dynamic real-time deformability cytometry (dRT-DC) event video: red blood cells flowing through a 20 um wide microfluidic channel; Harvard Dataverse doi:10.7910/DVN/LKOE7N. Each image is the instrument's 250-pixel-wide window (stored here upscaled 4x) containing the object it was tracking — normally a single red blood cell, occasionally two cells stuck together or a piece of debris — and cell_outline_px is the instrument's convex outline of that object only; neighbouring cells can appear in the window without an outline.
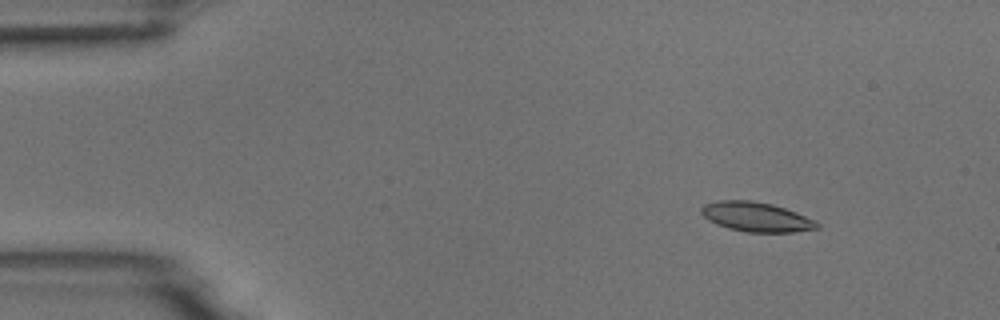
{"species": "common noctule bat (a hibernating species)", "species_latin": "Nyctalus noctula", "temperature_condition": "room temperature", "stored_images_in_passage": 6, "camera_frame_rate_fps": 3000, "um_per_image_px": 0.085, "animal": {"sex": "male", "body_mass_g": 18.8}, "frame": {"image": 1, "passage_image": 2, "time_ms": 1.333, "image_size_px": [1000, 320], "cell_outline_px": [[820, 228], [792, 232], [744, 232], [728, 228], [716, 224], [708, 220], [700, 212], [700, 208], [704, 204], [720, 200], [752, 200], [772, 204], [796, 212], [816, 220], [820, 224]], "centroid_in_image_um": [64.28, 18.44], "position_along_channel_um": 20.7, "area_um2": 20.06}}
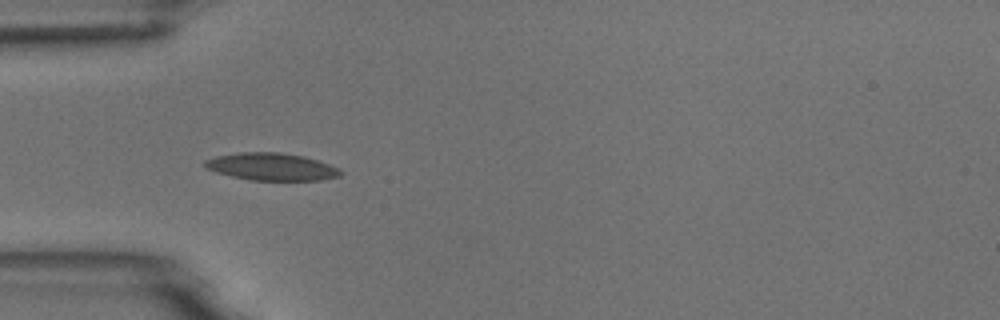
{"frame": {"image": 2, "passage_image": 5, "time_ms": 4.667, "image_size_px": [1000, 320], "cell_outline_px": [[344, 172], [340, 176], [320, 180], [252, 180], [232, 176], [216, 172], [208, 168], [204, 164], [204, 160], [216, 156], [240, 152], [280, 152], [304, 156], [340, 168]], "centroid_in_image_um": [23.11, 14.17], "position_along_channel_um": 61.9, "area_um2": 21.56}}